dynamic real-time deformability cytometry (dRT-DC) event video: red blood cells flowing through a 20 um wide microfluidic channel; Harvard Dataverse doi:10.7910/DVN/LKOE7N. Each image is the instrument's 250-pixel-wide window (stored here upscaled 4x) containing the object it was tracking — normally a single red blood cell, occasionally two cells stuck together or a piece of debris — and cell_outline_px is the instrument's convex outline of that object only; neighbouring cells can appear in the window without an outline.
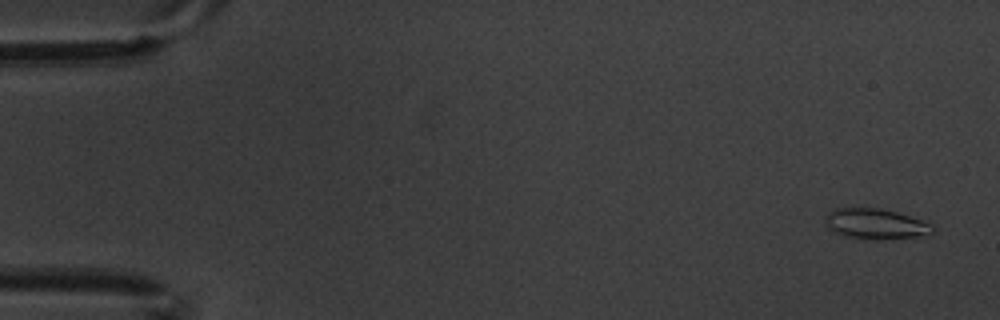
{"species": "common noctule bat (a hibernating species)", "species_latin": "Nyctalus noctula", "temperature_condition": "warm", "stored_images_in_passage": 5, "camera_frame_rate_fps": 3000, "um_per_image_px": 0.085, "animal": {"sex": "male", "body_mass_g": 20.1, "forearm_length_mm": 53.5}, "frame": {"image": 1, "passage_image": 1, "time_ms": 0.0, "image_size_px": [1000, 320], "cell_outline_px": [[936, 228], [932, 232], [920, 236], [892, 240], [860, 240], [844, 236], [828, 228], [824, 224], [824, 216], [828, 212], [836, 208], [880, 208], [896, 212], [924, 220], [932, 224]], "centroid_in_image_um": [74.42, 19.06], "position_along_channel_um": 10.6, "area_um2": 19.65}}